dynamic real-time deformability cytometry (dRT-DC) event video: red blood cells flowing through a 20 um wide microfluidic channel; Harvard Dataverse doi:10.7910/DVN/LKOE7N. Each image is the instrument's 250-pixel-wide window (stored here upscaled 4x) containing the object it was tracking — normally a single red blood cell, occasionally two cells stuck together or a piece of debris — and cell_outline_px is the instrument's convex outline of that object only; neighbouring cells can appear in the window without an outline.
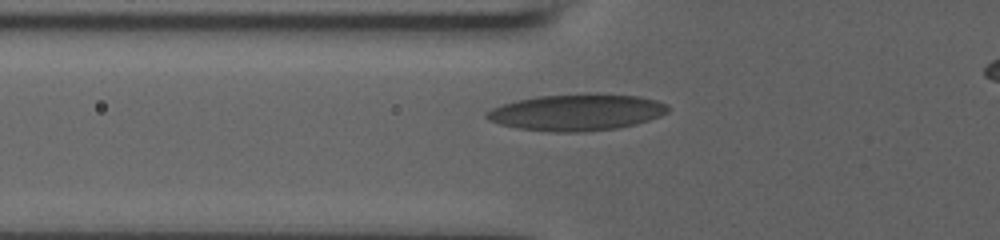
{"species": "human", "species_latin": "Homo sapiens", "temperature_condition": "room temperature", "stored_images_in_passage": 30, "camera_frame_rate_fps": 3000, "um_per_image_px": 0.085, "donor": {"sex": "male"}, "frame": {"image": 1, "passage_image": 2, "time_ms": 0.333, "image_size_px": [1000, 240], "cell_outline_px": [[668, 112], [660, 116], [636, 124], [616, 128], [576, 132], [556, 132], [516, 128], [500, 124], [488, 120], [484, 116], [484, 112], [492, 108], [516, 100], [536, 96], [588, 92], [596, 92], [640, 96], [656, 100], [668, 104]], "centroid_in_image_um": [49.02, 9.52], "position_along_channel_um": 76.8, "area_um2": 39.13}}
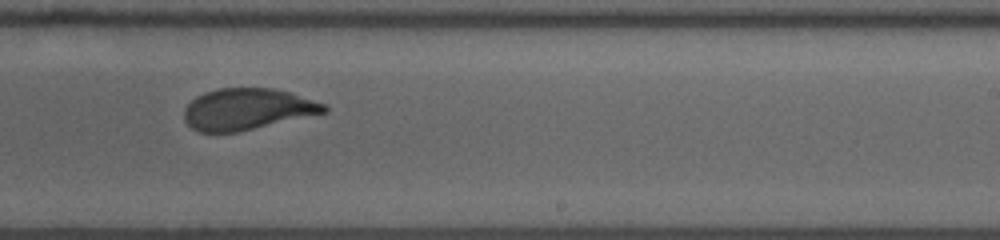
{"frame": {"image": 2, "passage_image": 17, "time_ms": 5.333, "image_size_px": [1000, 240], "cell_outline_px": [[328, 112], [236, 132], [200, 132], [192, 128], [184, 120], [184, 108], [196, 96], [204, 92], [220, 88], [272, 88], [292, 92], [324, 104], [328, 108]], "centroid_in_image_um": [21.01, 9.27], "position_along_channel_um": 268.0, "area_um2": 33.64}}
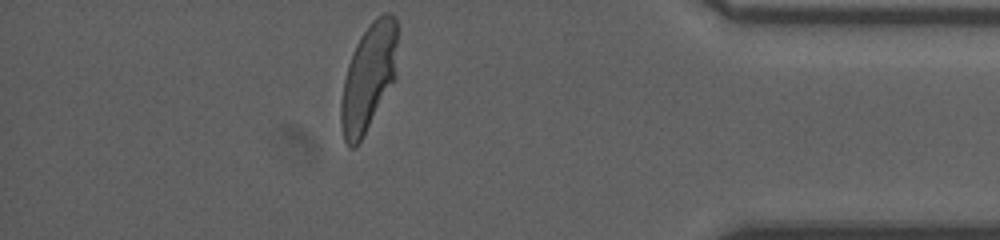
{"frame": {"image": 3, "passage_image": 30, "time_ms": 9.667, "image_size_px": [1000, 240], "cell_outline_px": [[396, 80], [360, 140], [352, 148], [348, 148], [344, 140], [340, 124], [340, 104], [344, 80], [348, 64], [356, 44], [360, 36], [372, 20], [376, 16], [384, 12], [388, 12], [396, 16]], "centroid_in_image_um": [31.32, 6.56], "position_along_channel_um": 403.9, "area_um2": 35.26}, "authors_computed_cell_mechanics": {"area_um2": 35.4025, "velocity_mm_per_s": 3.8372, "shape_relaxation_time_tau1_ms": 6.0334, "shape_relaxation_time_tau2_ms": null, "deformation_change_tau1": 0.2008, "deformation_change_tau2": null}}